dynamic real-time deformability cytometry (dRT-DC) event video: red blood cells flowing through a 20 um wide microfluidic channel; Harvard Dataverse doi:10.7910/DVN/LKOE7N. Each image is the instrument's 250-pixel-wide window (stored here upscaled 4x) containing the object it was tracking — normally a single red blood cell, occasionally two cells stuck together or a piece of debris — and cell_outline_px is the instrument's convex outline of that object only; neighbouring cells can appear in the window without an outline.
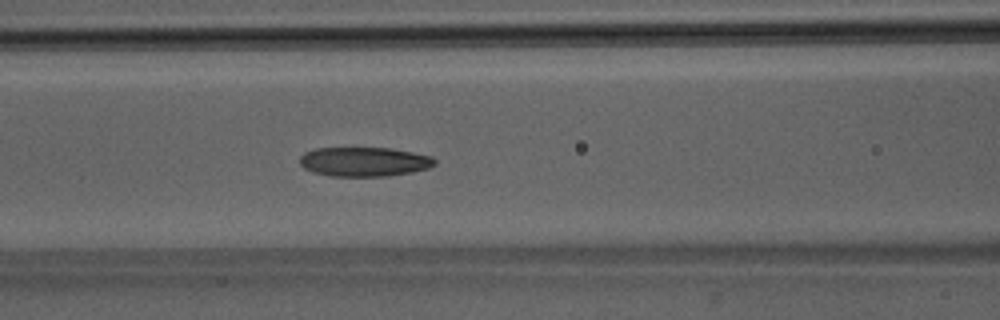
{"species": "Egyptian fruit bat (a non-hibernating species)", "species_latin": "Rousettus aegyptiacus", "temperature_condition": "room temperature", "stored_images_in_passage": 50, "camera_frame_rate_fps": 3000, "um_per_image_px": 0.085, "animal": {"sex": "male"}, "frame": {"image": 1, "passage_image": 21, "time_ms": 6.667, "image_size_px": [1000, 320], "cell_outline_px": [[436, 164], [428, 168], [412, 172], [388, 176], [328, 176], [312, 172], [304, 168], [300, 164], [300, 156], [304, 152], [316, 148], [392, 148], [432, 156], [436, 160]], "centroid_in_image_um": [30.95, 13.75], "position_along_channel_um": 135.7, "area_um2": 23.24}}
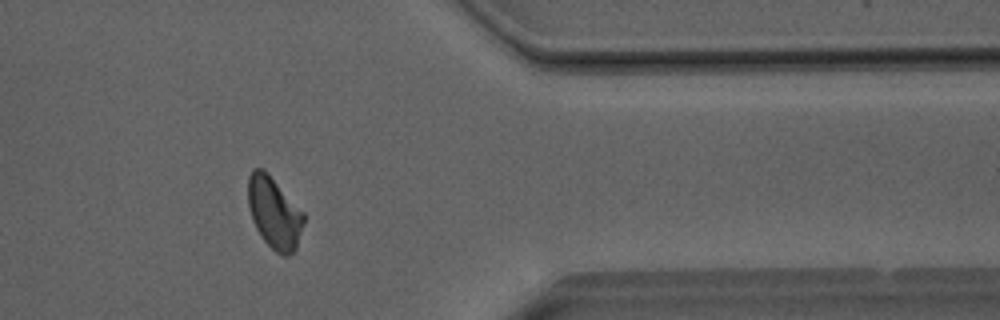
{"frame": {"image": 2, "passage_image": 41, "time_ms": 13.333, "image_size_px": [1000, 320], "cell_outline_px": [[304, 224], [296, 248], [288, 256], [280, 256], [264, 240], [256, 228], [252, 220], [248, 204], [248, 176], [252, 168], [264, 168], [304, 212]], "centroid_in_image_um": [23.31, 18.07], "position_along_channel_um": 388.1, "area_um2": 23.35}}
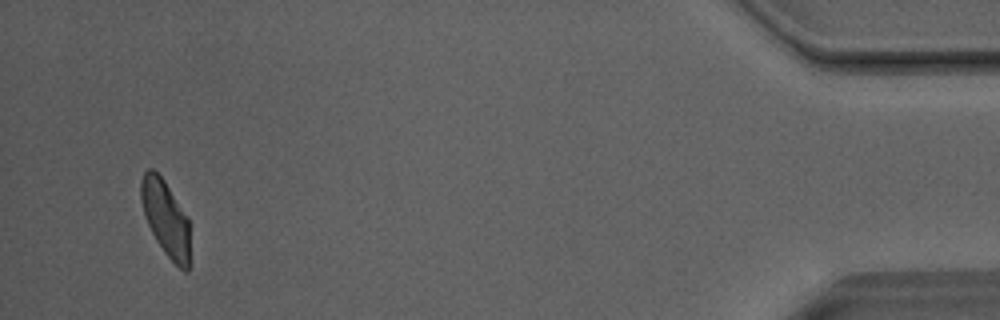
{"frame": {"image": 3, "passage_image": 48, "time_ms": 15.667, "image_size_px": [1000, 320], "cell_outline_px": [[188, 272], [184, 272], [164, 252], [156, 240], [144, 216], [140, 200], [140, 180], [144, 172], [148, 168], [152, 168], [164, 180], [188, 220]], "centroid_in_image_um": [14.02, 18.52], "position_along_channel_um": 421.2, "area_um2": 21.1}, "authors_computed_cell_mechanics": {"area_um2": 23.4668, "velocity_mm_per_s": 4.0441, "shape_relaxation_time_tau1_ms": 11.3398, "shape_relaxation_time_tau2_ms": 3.076, "deformation_change_tau1": 0.2626, "deformation_change_tau2": 0.097}}